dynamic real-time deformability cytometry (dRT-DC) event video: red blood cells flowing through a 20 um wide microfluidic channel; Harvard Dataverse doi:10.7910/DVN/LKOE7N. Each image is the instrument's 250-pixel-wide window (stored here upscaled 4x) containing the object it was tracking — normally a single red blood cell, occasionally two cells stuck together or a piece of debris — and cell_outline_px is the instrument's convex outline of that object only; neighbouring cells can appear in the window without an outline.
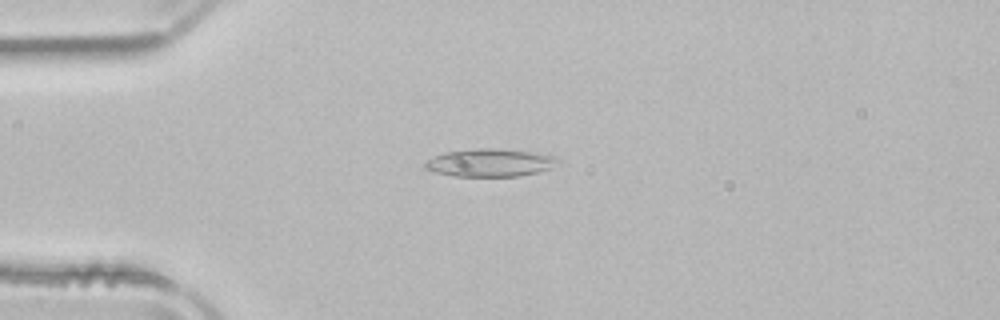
{"species": "common noctule bat (a hibernating species)", "species_latin": "Nyctalus noctula", "temperature_condition": "room temperature", "stored_images_in_passage": 22, "camera_frame_rate_fps": 3000, "um_per_image_px": 0.085, "animal": {"sex": "male", "body_mass_g": 21.5, "forearm_length_mm": 52.0}, "frame": {"image": 1, "passage_image": 12, "time_ms": 3.667, "image_size_px": [1000, 320], "cell_outline_px": [[560, 164], [536, 172], [520, 176], [452, 176], [436, 172], [424, 168], [424, 164], [428, 160], [436, 156], [448, 152], [476, 148], [496, 148], [532, 152], [556, 156], [560, 160]], "centroid_in_image_um": [41.69, 13.83], "position_along_channel_um": 43.3, "area_um2": 21.39}}
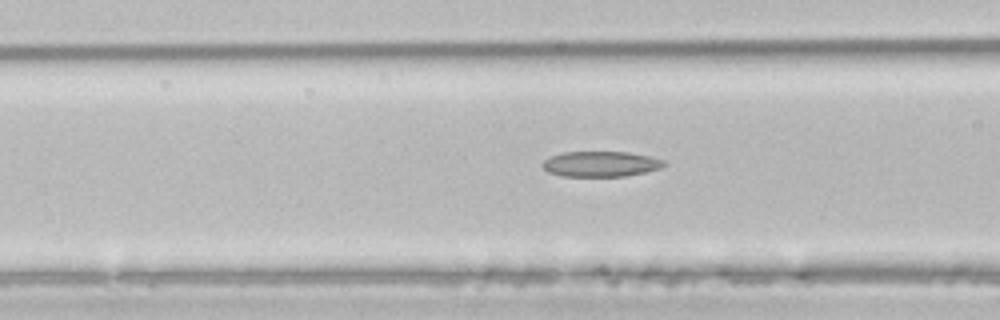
{"frame": {"image": 2, "passage_image": 19, "time_ms": 6.0, "image_size_px": [1000, 320], "cell_outline_px": [[668, 164], [660, 168], [644, 172], [624, 176], [564, 176], [548, 172], [540, 164], [544, 160], [552, 156], [564, 152], [628, 152], [648, 156], [664, 160]], "centroid_in_image_um": [51.06, 13.93], "position_along_channel_um": 115.5, "area_um2": 17.86}}
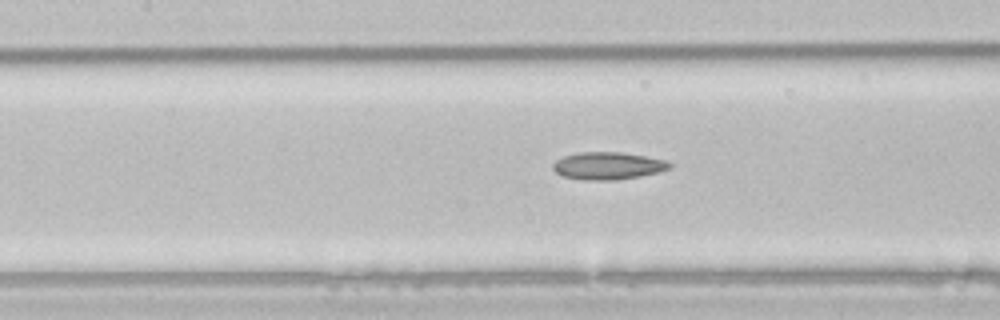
{"frame": {"image": 3, "passage_image": 22, "time_ms": 7.0, "image_size_px": [1000, 320], "cell_outline_px": [[672, 164], [668, 168], [660, 172], [640, 176], [616, 180], [584, 180], [564, 176], [556, 172], [552, 168], [552, 164], [556, 160], [564, 156], [576, 152], [620, 152], [668, 160]], "centroid_in_image_um": [51.67, 14.09], "position_along_channel_um": 155.7, "area_um2": 18.67}}